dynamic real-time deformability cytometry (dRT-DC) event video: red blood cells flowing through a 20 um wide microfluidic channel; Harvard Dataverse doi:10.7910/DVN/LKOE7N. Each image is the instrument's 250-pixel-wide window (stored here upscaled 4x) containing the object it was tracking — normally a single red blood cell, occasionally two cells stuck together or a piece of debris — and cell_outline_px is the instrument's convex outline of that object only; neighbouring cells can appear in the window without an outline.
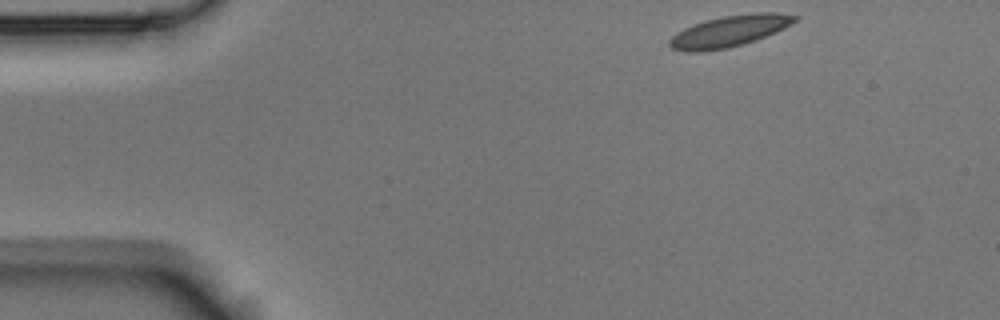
{"species": "Egyptian fruit bat (a non-hibernating species)", "species_latin": "Rousettus aegyptiacus", "temperature_condition": "room temperature", "stored_images_in_passage": 48, "camera_frame_rate_fps": 3000, "um_per_image_px": 0.085, "animal": {"sex": "male"}, "frame": {"image": 1, "passage_image": 1, "time_ms": 0.0, "image_size_px": [1000, 320], "cell_outline_px": [[800, 20], [784, 28], [756, 40], [728, 48], [700, 52], [688, 52], [672, 48], [668, 44], [668, 40], [676, 32], [692, 24], [724, 16], [752, 12], [780, 12], [800, 16]], "centroid_in_image_um": [62.04, 2.63], "position_along_channel_um": 23.0, "area_um2": 23.06}}
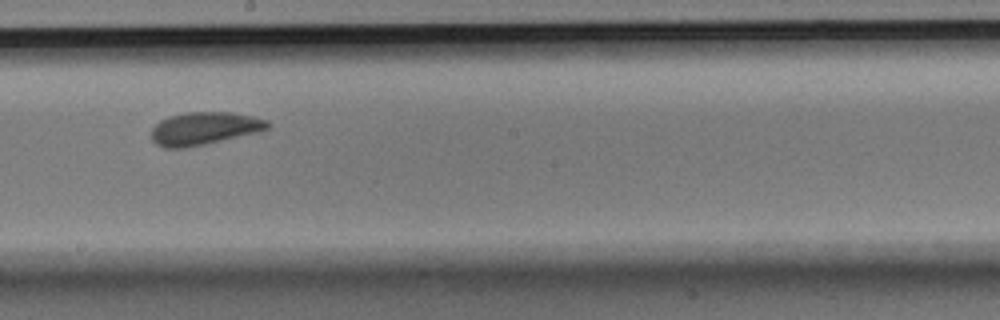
{"frame": {"image": 2, "passage_image": 24, "time_ms": 7.667, "image_size_px": [1000, 320], "cell_outline_px": [[272, 124], [268, 128], [256, 132], [204, 144], [184, 148], [164, 148], [156, 144], [152, 140], [152, 128], [160, 120], [168, 116], [188, 112], [232, 112], [252, 116], [268, 120]], "centroid_in_image_um": [17.34, 10.91], "position_along_channel_um": 230.9, "area_um2": 22.08}}
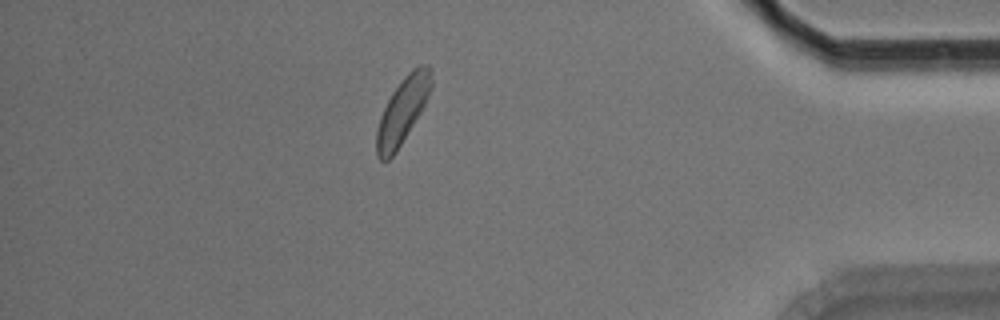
{"frame": {"image": 3, "passage_image": 41, "time_ms": 13.333, "image_size_px": [1000, 320], "cell_outline_px": [[432, 88], [420, 112], [396, 152], [388, 160], [380, 160], [376, 156], [376, 132], [380, 116], [392, 92], [404, 76], [412, 68], [420, 64], [428, 64], [432, 72]], "centroid_in_image_um": [34.22, 9.37], "position_along_channel_um": 401.0, "area_um2": 20.87}, "authors_computed_cell_mechanics": {"area_um2": 21.6461, "velocity_mm_per_s": 3.6934, "shape_relaxation_time_tau1_ms": 3.8238, "shape_relaxation_time_tau2_ms": 1.1426, "deformation_change_tau1": 0.0863, "deformation_change_tau2": 0.0509}}